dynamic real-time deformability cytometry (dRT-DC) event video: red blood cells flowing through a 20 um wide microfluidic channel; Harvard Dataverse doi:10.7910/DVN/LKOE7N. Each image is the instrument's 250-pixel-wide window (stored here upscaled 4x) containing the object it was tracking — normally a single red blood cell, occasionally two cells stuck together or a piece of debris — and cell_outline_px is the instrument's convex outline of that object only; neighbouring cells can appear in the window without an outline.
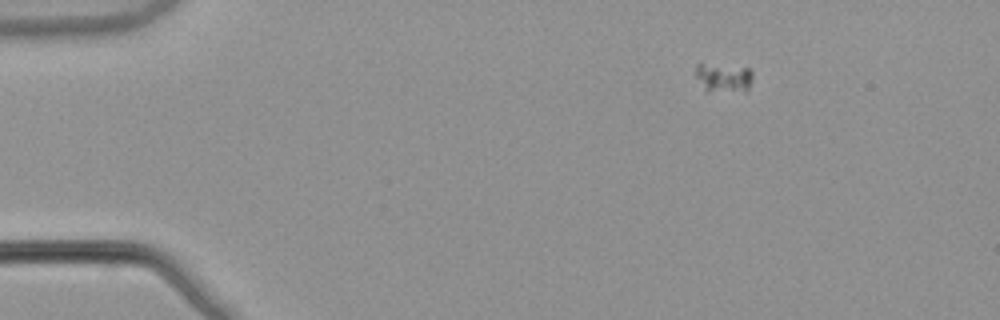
{"species": "common noctule bat (a hibernating species)", "species_latin": "Nyctalus noctula", "temperature_condition": "warm", "stored_images_in_passage": 50, "camera_frame_rate_fps": 3000, "um_per_image_px": 0.085, "animal": {"sex": "male", "body_mass_g": 21.5, "forearm_length_mm": 52.0}, "frame": {"image": 1, "passage_image": 1, "time_ms": 0.0, "image_size_px": [1000, 320], "cell_outline_px": [[752, 80], [748, 88], [744, 92], [704, 92], [696, 76], [696, 64], [700, 60], [748, 68], [752, 72]], "centroid_in_image_um": [61.44, 6.57], "position_along_channel_um": 23.6, "area_um2": 10.46}}
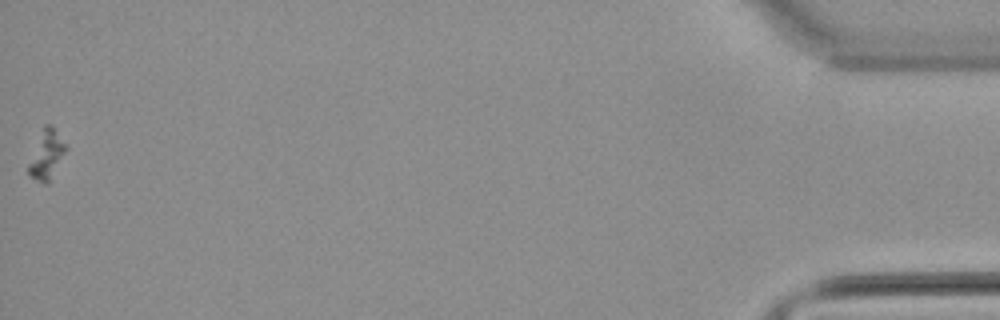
{"frame": {"image": 2, "passage_image": 50, "time_ms": 16.333, "image_size_px": [1000, 320], "cell_outline_px": [[68, 148], [48, 180], [44, 184], [36, 180], [28, 172], [28, 164], [44, 124], [52, 124]], "centroid_in_image_um": [3.96, 13.09], "position_along_channel_um": 431.2, "area_um2": 10.12}}